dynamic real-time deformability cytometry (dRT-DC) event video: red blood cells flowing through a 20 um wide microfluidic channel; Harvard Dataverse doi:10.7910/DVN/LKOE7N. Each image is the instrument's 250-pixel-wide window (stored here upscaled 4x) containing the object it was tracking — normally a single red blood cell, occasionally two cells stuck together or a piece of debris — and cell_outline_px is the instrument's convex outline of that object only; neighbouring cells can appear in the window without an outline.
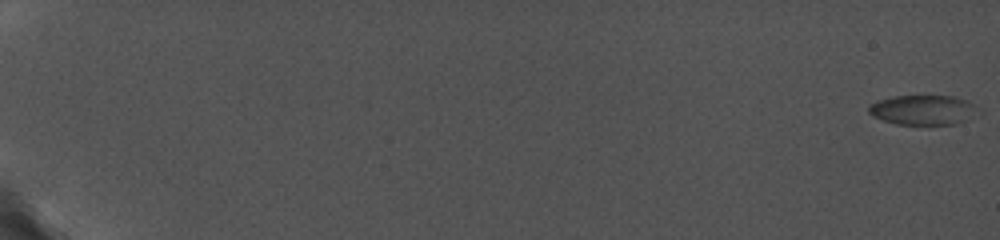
{"species": "common noctule bat (a hibernating species)", "species_latin": "Nyctalus noctula", "temperature_condition": "cold", "stored_images_in_passage": 95, "segment_of_instrument_passage": [1, 2], "camera_frame_rate_fps": 5000, "um_per_image_px": 0.085, "animal": {"sex": "female", "body_mass_g": 19.0, "forearm_length_mm": 56.7}, "frame": {"image": 1, "passage_image": 1, "time_ms": 0.0, "image_size_px": [1000, 240], "cell_outline_px": [[976, 108], [964, 120], [956, 124], [896, 124], [872, 116], [868, 112], [868, 104], [876, 100], [896, 96], [952, 96], [968, 100], [976, 104]], "centroid_in_image_um": [78.37, 9.33], "position_along_channel_um": 6.6, "area_um2": 18.67}}
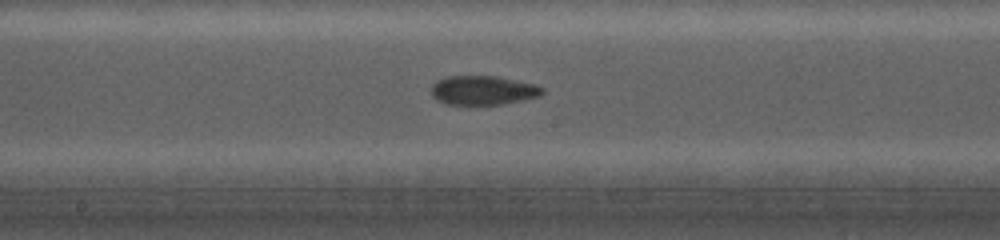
{"frame": {"image": 2, "passage_image": 60, "time_ms": 11.8, "image_size_px": [1000, 240], "cell_outline_px": [[544, 92], [540, 96], [524, 100], [500, 104], [448, 104], [436, 100], [432, 96], [432, 84], [436, 80], [448, 76], [496, 76], [532, 84], [544, 88]], "centroid_in_image_um": [41.04, 7.67], "position_along_channel_um": 207.2, "area_um2": 18.73}}
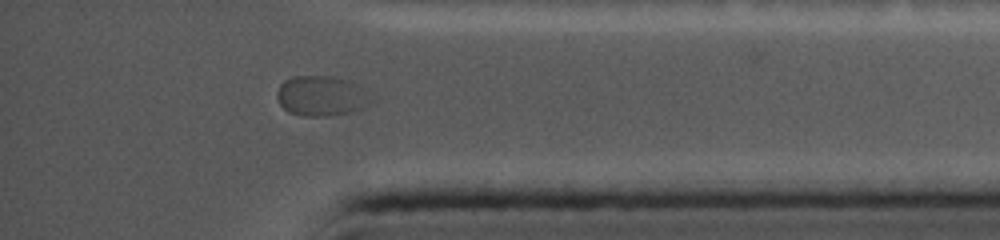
{"frame": {"image": 3, "passage_image": 90, "time_ms": 17.2, "image_size_px": [1000, 240], "cell_outline_px": [[368, 104], [360, 108], [348, 112], [324, 116], [304, 116], [288, 112], [280, 104], [276, 96], [276, 92], [280, 84], [284, 80], [292, 76], [332, 76], [348, 80], [356, 84], [368, 100]], "centroid_in_image_um": [27.18, 8.14], "position_along_channel_um": 408.0, "area_um2": 21.39}}